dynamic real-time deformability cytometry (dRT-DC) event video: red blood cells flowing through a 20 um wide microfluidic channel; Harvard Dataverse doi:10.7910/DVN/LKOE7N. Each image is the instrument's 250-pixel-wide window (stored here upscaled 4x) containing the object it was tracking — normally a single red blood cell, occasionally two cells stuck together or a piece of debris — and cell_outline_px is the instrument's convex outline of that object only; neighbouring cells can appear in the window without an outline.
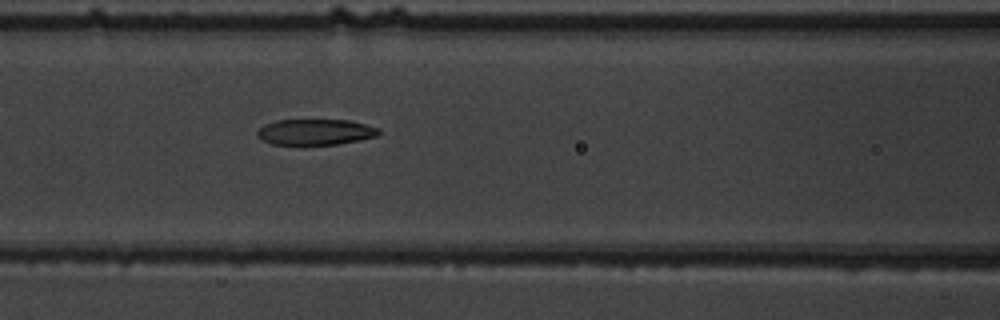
{"species": "common noctule bat (a hibernating species)", "species_latin": "Nyctalus noctula", "temperature_condition": "warm", "stored_images_in_passage": 4, "camera_frame_rate_fps": 3000, "um_per_image_px": 0.085, "animal": {"sex": "male", "body_mass_g": 19.5, "forearm_length_mm": 54.6}, "frame": {"image": 1, "passage_image": 4, "time_ms": 3.333, "image_size_px": [1000, 320], "cell_outline_px": [[380, 136], [360, 140], [336, 144], [300, 148], [272, 144], [260, 140], [256, 136], [256, 132], [264, 124], [276, 120], [348, 120], [380, 128]], "centroid_in_image_um": [26.75, 11.27], "position_along_channel_um": 139.9, "area_um2": 19.31}}